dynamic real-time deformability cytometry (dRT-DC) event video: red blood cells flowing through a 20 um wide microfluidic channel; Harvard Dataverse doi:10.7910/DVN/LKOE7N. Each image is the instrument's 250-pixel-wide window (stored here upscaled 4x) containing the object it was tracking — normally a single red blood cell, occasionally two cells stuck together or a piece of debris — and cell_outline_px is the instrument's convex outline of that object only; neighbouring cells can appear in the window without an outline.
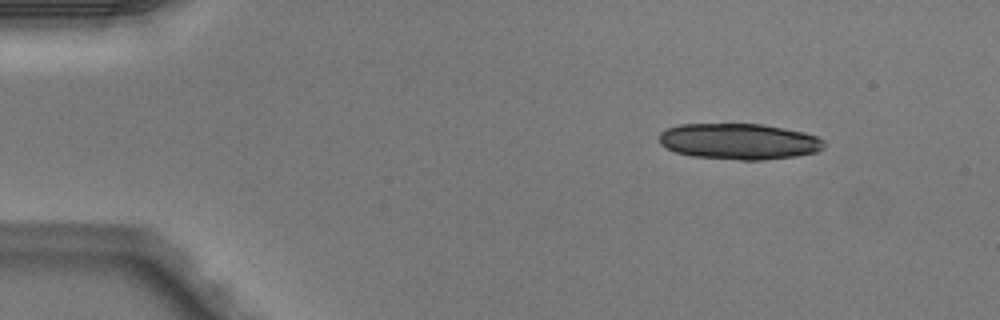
{"species": "Egyptian fruit bat (a non-hibernating species)", "species_latin": "Rousettus aegyptiacus", "temperature_condition": "warm", "stored_images_in_passage": 5, "camera_frame_rate_fps": 3000, "um_per_image_px": 0.085, "animal": {"sex": "male"}, "frame": {"image": 1, "passage_image": 1, "time_ms": 0.0, "image_size_px": [1000, 320], "cell_outline_px": [[824, 148], [816, 152], [796, 156], [764, 160], [740, 160], [692, 156], [676, 152], [660, 144], [660, 132], [668, 128], [680, 124], [760, 124], [784, 128], [804, 132], [816, 136], [824, 140]], "centroid_in_image_um": [62.84, 12.02], "position_along_channel_um": 22.2, "area_um2": 34.56}}
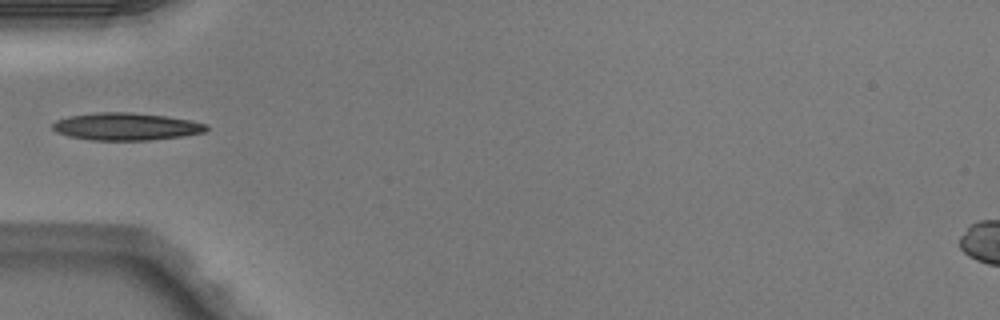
{"frame": {"image": 2, "passage_image": 4, "time_ms": 1.0, "image_size_px": [1000, 320], "cell_outline_px": [[208, 128], [204, 132], [184, 136], [148, 140], [92, 140], [68, 136], [56, 132], [52, 128], [52, 124], [56, 120], [68, 116], [100, 112], [128, 112], [164, 116], [188, 120], [208, 124]], "centroid_in_image_um": [10.69, 10.76], "position_along_channel_um": 74.3, "area_um2": 24.45}}